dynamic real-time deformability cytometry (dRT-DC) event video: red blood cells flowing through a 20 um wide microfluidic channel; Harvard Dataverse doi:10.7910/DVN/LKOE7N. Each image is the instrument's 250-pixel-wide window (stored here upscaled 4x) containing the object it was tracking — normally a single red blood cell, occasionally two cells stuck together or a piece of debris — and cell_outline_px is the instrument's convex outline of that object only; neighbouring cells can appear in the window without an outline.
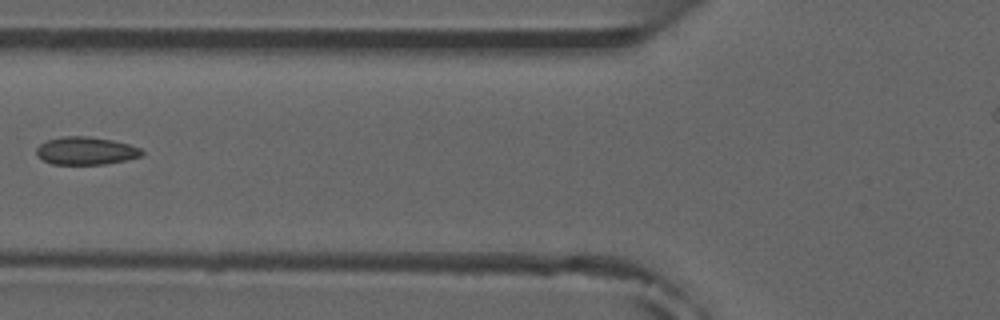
{"species": "common noctule bat (a hibernating species)", "species_latin": "Nyctalus noctula", "temperature_condition": "room temperature", "stored_images_in_passage": 6, "camera_frame_rate_fps": 3000, "um_per_image_px": 0.085, "animal": {"sex": "male", "forearm_length_mm": 52.5}, "frame": {"image": 1, "passage_image": 6, "time_ms": 5.667, "image_size_px": [1000, 320], "cell_outline_px": [[144, 152], [140, 156], [124, 160], [104, 164], [52, 164], [36, 156], [36, 148], [40, 144], [48, 140], [64, 136], [88, 136], [112, 140], [128, 144], [140, 148]], "centroid_in_image_um": [7.27, 12.81], "position_along_channel_um": 118.5, "area_um2": 16.94}}